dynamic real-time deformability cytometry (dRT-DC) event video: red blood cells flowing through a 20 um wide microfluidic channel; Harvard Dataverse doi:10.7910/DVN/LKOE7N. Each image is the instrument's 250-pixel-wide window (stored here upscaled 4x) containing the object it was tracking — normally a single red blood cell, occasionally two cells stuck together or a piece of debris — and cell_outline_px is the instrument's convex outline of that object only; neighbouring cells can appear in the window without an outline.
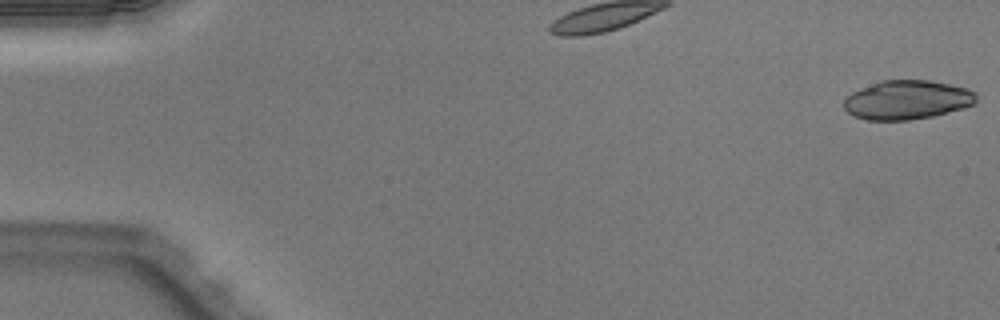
{"species": "Egyptian fruit bat (a non-hibernating species)", "species_latin": "Rousettus aegyptiacus", "temperature_condition": "warm", "stored_images_in_passage": 50, "camera_frame_rate_fps": 3000, "um_per_image_px": 0.085, "animal": {"sex": "male"}, "frame": {"image": 1, "passage_image": 1, "time_ms": 0.0, "image_size_px": [1000, 320], "cell_outline_px": [[976, 100], [972, 104], [964, 108], [932, 116], [908, 120], [868, 120], [852, 116], [844, 108], [844, 100], [852, 92], [860, 88], [880, 80], [928, 80], [968, 88], [976, 92]], "centroid_in_image_um": [77.09, 8.49], "position_along_channel_um": 7.9, "area_um2": 30.11}}